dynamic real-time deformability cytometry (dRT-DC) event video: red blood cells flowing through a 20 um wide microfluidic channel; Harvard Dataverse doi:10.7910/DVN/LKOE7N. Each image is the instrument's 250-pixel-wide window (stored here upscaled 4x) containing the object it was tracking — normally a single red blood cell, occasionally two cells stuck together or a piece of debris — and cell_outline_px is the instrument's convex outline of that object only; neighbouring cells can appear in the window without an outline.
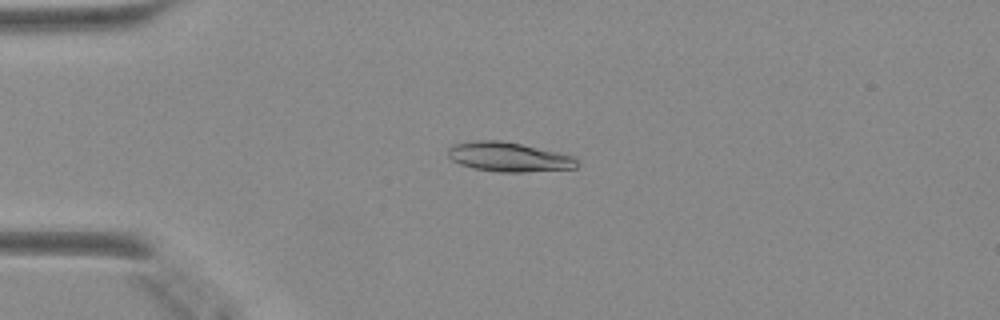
{"species": "Egyptian fruit bat (a non-hibernating species)", "species_latin": "Rousettus aegyptiacus", "temperature_condition": "warm", "stored_images_in_passage": 48, "camera_frame_rate_fps": 3000, "um_per_image_px": 0.085, "animal": {"sex": "female"}, "frame": {"image": 1, "passage_image": 12, "time_ms": 3.667, "image_size_px": [1000, 320], "cell_outline_px": [[580, 164], [576, 168], [524, 172], [500, 172], [472, 168], [460, 164], [452, 160], [448, 156], [448, 148], [456, 144], [472, 140], [500, 140], [520, 144], [556, 152], [572, 156]], "centroid_in_image_um": [43.22, 13.34], "position_along_channel_um": 41.8, "area_um2": 21.96}}
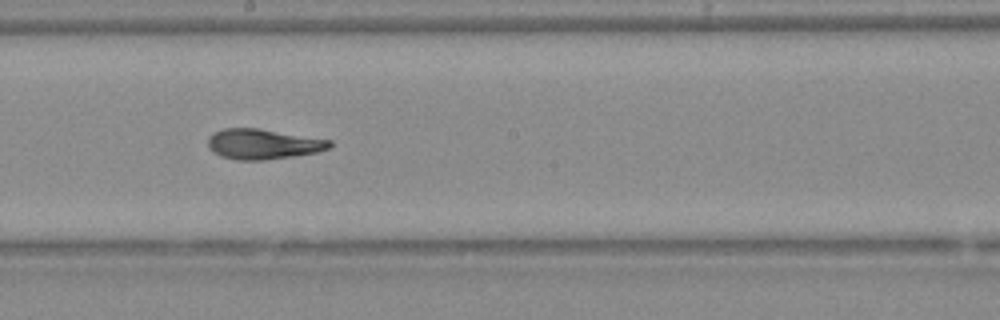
{"frame": {"image": 2, "passage_image": 27, "time_ms": 8.667, "image_size_px": [1000, 320], "cell_outline_px": [[332, 148], [316, 152], [296, 156], [264, 160], [236, 160], [220, 156], [212, 152], [208, 148], [208, 136], [224, 128], [256, 128], [332, 140]], "centroid_in_image_um": [22.36, 12.26], "position_along_channel_um": 225.8, "area_um2": 21.56}}
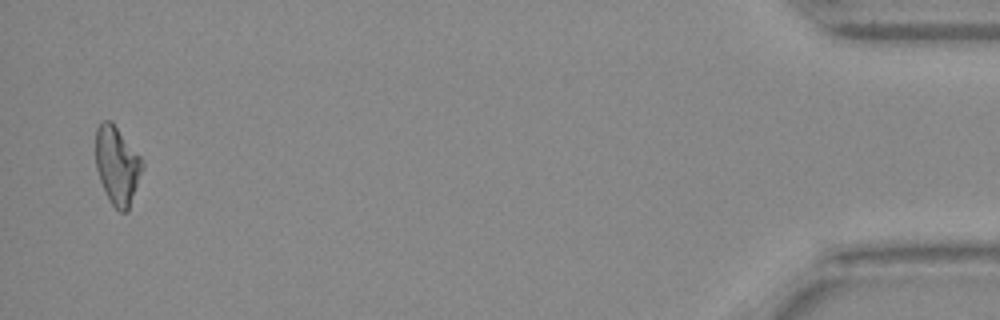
{"frame": {"image": 3, "passage_image": 47, "time_ms": 15.333, "image_size_px": [1000, 320], "cell_outline_px": [[144, 168], [128, 212], [120, 212], [112, 204], [104, 192], [96, 168], [96, 128], [104, 120], [112, 120], [144, 160]], "centroid_in_image_um": [9.98, 14.06], "position_along_channel_um": 425.2, "area_um2": 21.62}}